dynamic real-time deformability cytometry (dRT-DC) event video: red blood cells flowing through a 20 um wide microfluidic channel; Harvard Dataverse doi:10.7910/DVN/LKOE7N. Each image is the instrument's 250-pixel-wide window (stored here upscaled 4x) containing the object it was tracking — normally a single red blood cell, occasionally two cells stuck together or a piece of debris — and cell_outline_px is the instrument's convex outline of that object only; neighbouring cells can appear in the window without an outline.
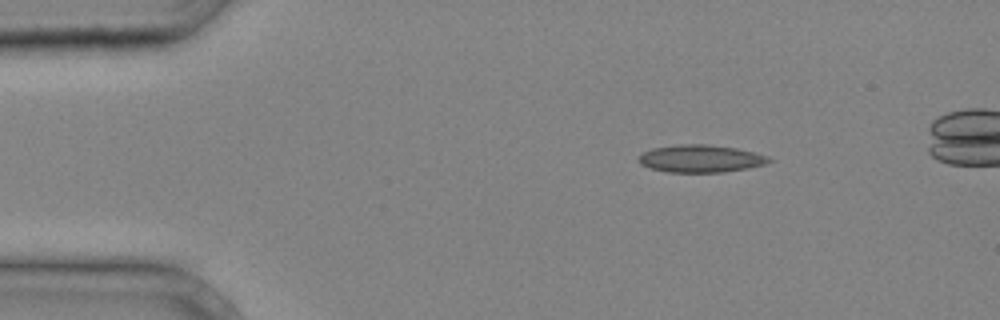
{"species": "common noctule bat (a hibernating species)", "species_latin": "Nyctalus noctula", "temperature_condition": "cold", "stored_images_in_passage": 33, "camera_frame_rate_fps": 3000, "um_per_image_px": 0.085, "animal": {"sex": "male", "body_mass_g": 20.4}, "frame": {"image": 1, "passage_image": 1, "time_ms": 0.0, "image_size_px": [1000, 320], "cell_outline_px": [[772, 160], [764, 164], [748, 168], [724, 172], [668, 172], [648, 168], [640, 164], [636, 156], [640, 152], [652, 148], [680, 144], [708, 144], [736, 148], [768, 156]], "centroid_in_image_um": [59.47, 13.48], "position_along_channel_um": 25.5, "area_um2": 21.04}}
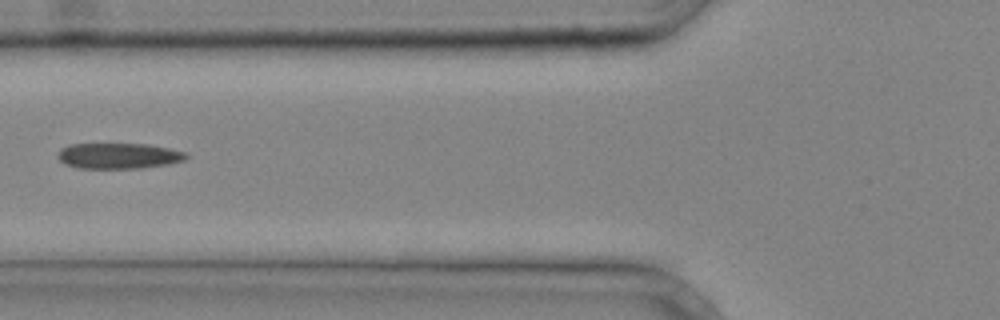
{"frame": {"image": 2, "passage_image": 10, "time_ms": 3.0, "image_size_px": [1000, 320], "cell_outline_px": [[188, 156], [184, 160], [168, 164], [140, 168], [76, 168], [64, 164], [56, 156], [60, 148], [72, 144], [148, 144], [188, 152]], "centroid_in_image_um": [10.07, 13.24], "position_along_channel_um": 115.7, "area_um2": 19.31}}
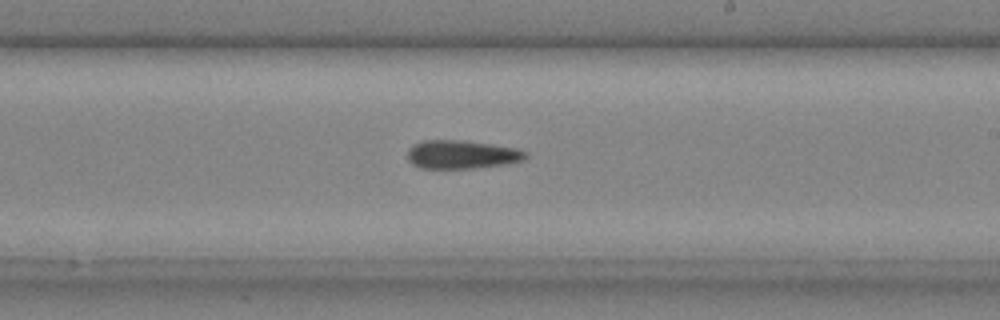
{"frame": {"image": 3, "passage_image": 18, "time_ms": 5.667, "image_size_px": [1000, 320], "cell_outline_px": [[528, 156], [524, 160], [504, 164], [472, 168], [420, 168], [412, 164], [408, 160], [408, 148], [412, 144], [424, 140], [464, 140], [516, 148], [528, 152]], "centroid_in_image_um": [39.23, 13.12], "position_along_channel_um": 249.8, "area_um2": 19.65}}